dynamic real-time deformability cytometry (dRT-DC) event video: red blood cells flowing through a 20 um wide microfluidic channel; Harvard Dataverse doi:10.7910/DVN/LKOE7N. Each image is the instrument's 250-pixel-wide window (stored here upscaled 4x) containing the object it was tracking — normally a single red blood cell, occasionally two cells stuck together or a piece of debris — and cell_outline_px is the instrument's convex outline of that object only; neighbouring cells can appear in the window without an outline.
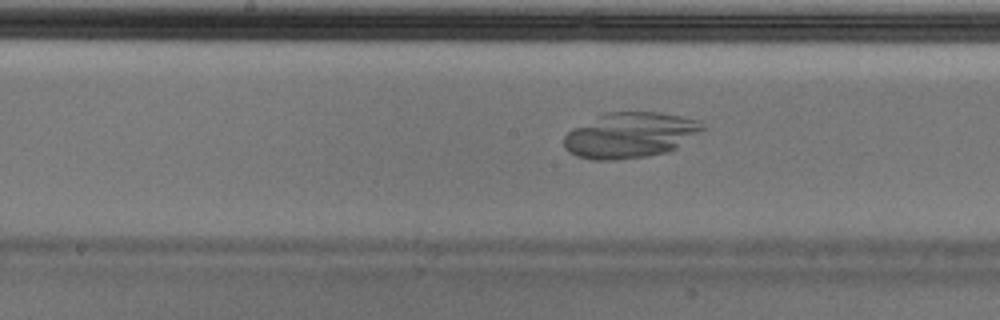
{"species": "Egyptian fruit bat (a non-hibernating species)", "species_latin": "Rousettus aegyptiacus", "temperature_condition": "cold", "stored_images_in_passage": 53, "camera_frame_rate_fps": 3000, "um_per_image_px": 0.085, "animal": {"sex": "male"}, "frame": {"image": 1, "passage_image": 26, "time_ms": 8.333, "image_size_px": [1000, 320], "cell_outline_px": [[708, 128], [676, 148], [668, 152], [648, 156], [616, 160], [592, 160], [576, 156], [568, 152], [564, 148], [564, 136], [568, 132], [608, 112], [656, 112], [680, 116], [700, 120]], "centroid_in_image_um": [53.62, 11.51], "position_along_channel_um": 194.6, "area_um2": 36.65}}